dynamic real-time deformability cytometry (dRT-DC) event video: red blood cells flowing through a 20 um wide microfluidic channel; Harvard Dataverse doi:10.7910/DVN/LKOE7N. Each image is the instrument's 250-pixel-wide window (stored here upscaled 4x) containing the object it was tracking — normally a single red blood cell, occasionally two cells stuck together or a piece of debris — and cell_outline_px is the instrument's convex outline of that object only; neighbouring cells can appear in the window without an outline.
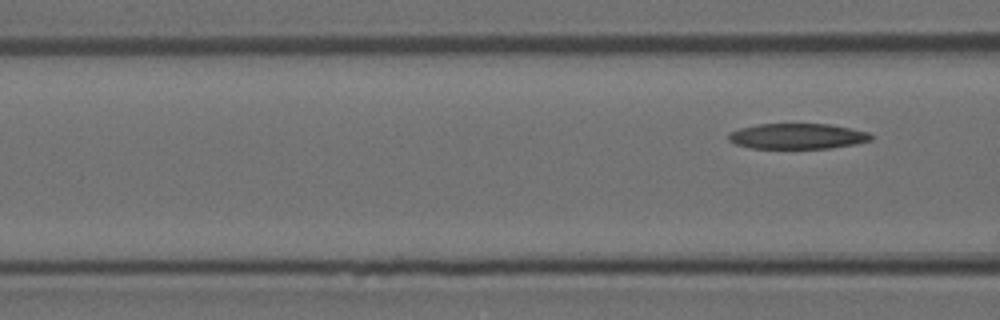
{"species": "Egyptian fruit bat (a non-hibernating species)", "species_latin": "Rousettus aegyptiacus", "temperature_condition": "room temperature", "stored_images_in_passage": 8, "segment_of_instrument_passage": [2, 2], "camera_frame_rate_fps": 3000, "um_per_image_px": 0.085, "animal": {"sex": "female"}, "frame": {"image": 1, "passage_image": 8, "time_ms": 2.333, "image_size_px": [1000, 320], "cell_outline_px": [[872, 140], [856, 144], [832, 148], [752, 148], [736, 144], [728, 140], [728, 136], [732, 132], [740, 128], [756, 124], [828, 124], [868, 132], [872, 136]], "centroid_in_image_um": [67.79, 11.58], "position_along_channel_um": 98.8, "area_um2": 21.04}}